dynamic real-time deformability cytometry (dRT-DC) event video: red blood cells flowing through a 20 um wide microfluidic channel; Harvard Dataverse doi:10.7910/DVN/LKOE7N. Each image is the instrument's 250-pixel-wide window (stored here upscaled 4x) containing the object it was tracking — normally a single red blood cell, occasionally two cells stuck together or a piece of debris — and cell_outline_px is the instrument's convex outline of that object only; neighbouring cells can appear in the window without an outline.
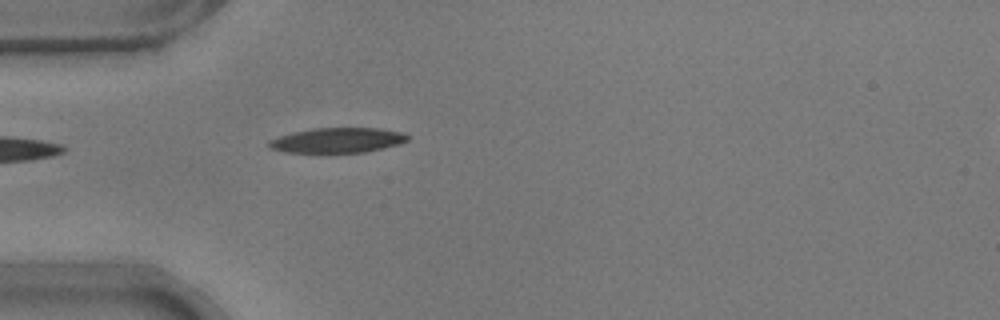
{"species": "common noctule bat (a hibernating species)", "species_latin": "Nyctalus noctula", "temperature_condition": "warm", "stored_images_in_passage": 21, "camera_frame_rate_fps": 3000, "um_per_image_px": 0.085, "animal": {"sex": "male", "body_mass_g": 17.9}, "frame": {"image": 1, "passage_image": 1, "time_ms": 0.0, "image_size_px": [1000, 320], "cell_outline_px": [[408, 140], [400, 144], [384, 148], [364, 152], [320, 156], [284, 152], [268, 148], [268, 140], [292, 132], [312, 128], [380, 128], [400, 132], [408, 136]], "centroid_in_image_um": [28.59, 11.98], "position_along_channel_um": 56.4, "area_um2": 21.33}}
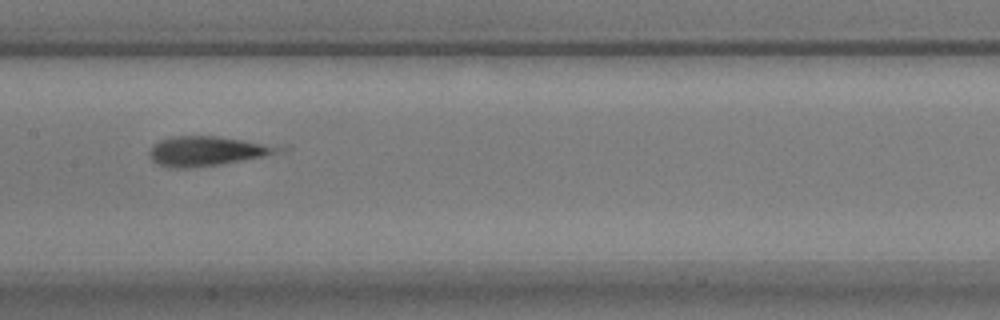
{"frame": {"image": 2, "passage_image": 12, "time_ms": 3.667, "image_size_px": [1000, 320], "cell_outline_px": [[292, 148], [284, 152], [264, 156], [220, 164], [188, 168], [172, 168], [160, 164], [152, 160], [148, 156], [148, 152], [160, 140], [176, 136], [216, 136]], "centroid_in_image_um": [17.65, 12.84], "position_along_channel_um": 189.7, "area_um2": 22.02}}
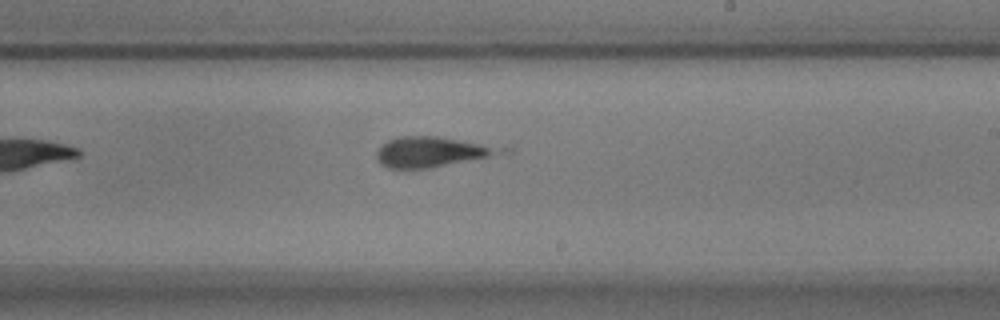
{"frame": {"image": 3, "passage_image": 17, "time_ms": 5.333, "image_size_px": [1000, 320], "cell_outline_px": [[512, 152], [428, 168], [388, 168], [380, 164], [376, 156], [376, 152], [388, 140], [400, 136], [436, 136], [512, 148]], "centroid_in_image_um": [36.78, 12.9], "position_along_channel_um": 252.2, "area_um2": 21.91}}